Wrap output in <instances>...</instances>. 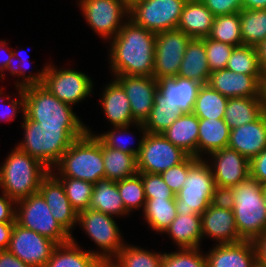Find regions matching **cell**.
Masks as SVG:
<instances>
[{
	"instance_id": "1",
	"label": "cell",
	"mask_w": 266,
	"mask_h": 267,
	"mask_svg": "<svg viewBox=\"0 0 266 267\" xmlns=\"http://www.w3.org/2000/svg\"><path fill=\"white\" fill-rule=\"evenodd\" d=\"M156 33L136 25L132 20L123 24L110 52L111 67L116 76H153Z\"/></svg>"
},
{
	"instance_id": "2",
	"label": "cell",
	"mask_w": 266,
	"mask_h": 267,
	"mask_svg": "<svg viewBox=\"0 0 266 267\" xmlns=\"http://www.w3.org/2000/svg\"><path fill=\"white\" fill-rule=\"evenodd\" d=\"M24 115L43 131H87L71 105L60 101L43 85L23 88Z\"/></svg>"
},
{
	"instance_id": "3",
	"label": "cell",
	"mask_w": 266,
	"mask_h": 267,
	"mask_svg": "<svg viewBox=\"0 0 266 267\" xmlns=\"http://www.w3.org/2000/svg\"><path fill=\"white\" fill-rule=\"evenodd\" d=\"M221 196L232 207L243 240L252 241L266 229L264 188L257 180L249 177Z\"/></svg>"
},
{
	"instance_id": "4",
	"label": "cell",
	"mask_w": 266,
	"mask_h": 267,
	"mask_svg": "<svg viewBox=\"0 0 266 267\" xmlns=\"http://www.w3.org/2000/svg\"><path fill=\"white\" fill-rule=\"evenodd\" d=\"M49 172L39 160L16 147L0 168V186L16 203L37 193L41 180Z\"/></svg>"
},
{
	"instance_id": "5",
	"label": "cell",
	"mask_w": 266,
	"mask_h": 267,
	"mask_svg": "<svg viewBox=\"0 0 266 267\" xmlns=\"http://www.w3.org/2000/svg\"><path fill=\"white\" fill-rule=\"evenodd\" d=\"M56 165L59 166L61 177L95 184L105 179L102 142L87 129L82 137L70 145Z\"/></svg>"
},
{
	"instance_id": "6",
	"label": "cell",
	"mask_w": 266,
	"mask_h": 267,
	"mask_svg": "<svg viewBox=\"0 0 266 267\" xmlns=\"http://www.w3.org/2000/svg\"><path fill=\"white\" fill-rule=\"evenodd\" d=\"M23 118L25 139L17 148L39 160L50 171L51 165L56 166L70 145L87 132L43 131L39 123L31 121L25 115Z\"/></svg>"
},
{
	"instance_id": "7",
	"label": "cell",
	"mask_w": 266,
	"mask_h": 267,
	"mask_svg": "<svg viewBox=\"0 0 266 267\" xmlns=\"http://www.w3.org/2000/svg\"><path fill=\"white\" fill-rule=\"evenodd\" d=\"M183 187L175 194L179 215L202 214L221 194L216 188L209 164L198 158L190 167Z\"/></svg>"
},
{
	"instance_id": "8",
	"label": "cell",
	"mask_w": 266,
	"mask_h": 267,
	"mask_svg": "<svg viewBox=\"0 0 266 267\" xmlns=\"http://www.w3.org/2000/svg\"><path fill=\"white\" fill-rule=\"evenodd\" d=\"M36 75L24 76L25 80L21 84L17 83L16 87L43 85L56 98L69 105L83 100L92 91L91 79L84 73L75 70H56L49 65Z\"/></svg>"
},
{
	"instance_id": "9",
	"label": "cell",
	"mask_w": 266,
	"mask_h": 267,
	"mask_svg": "<svg viewBox=\"0 0 266 267\" xmlns=\"http://www.w3.org/2000/svg\"><path fill=\"white\" fill-rule=\"evenodd\" d=\"M16 203L21 207L18 213L16 210L15 215V221L18 225L33 230L56 244H63L71 240V234L54 219L50 208L39 192L31 194Z\"/></svg>"
},
{
	"instance_id": "10",
	"label": "cell",
	"mask_w": 266,
	"mask_h": 267,
	"mask_svg": "<svg viewBox=\"0 0 266 267\" xmlns=\"http://www.w3.org/2000/svg\"><path fill=\"white\" fill-rule=\"evenodd\" d=\"M187 0H136L128 16L136 25L153 33L176 29Z\"/></svg>"
},
{
	"instance_id": "11",
	"label": "cell",
	"mask_w": 266,
	"mask_h": 267,
	"mask_svg": "<svg viewBox=\"0 0 266 267\" xmlns=\"http://www.w3.org/2000/svg\"><path fill=\"white\" fill-rule=\"evenodd\" d=\"M189 155L174 146L162 133H146L137 155L138 173L161 174L182 163Z\"/></svg>"
},
{
	"instance_id": "12",
	"label": "cell",
	"mask_w": 266,
	"mask_h": 267,
	"mask_svg": "<svg viewBox=\"0 0 266 267\" xmlns=\"http://www.w3.org/2000/svg\"><path fill=\"white\" fill-rule=\"evenodd\" d=\"M191 37L180 29L156 33L153 77H176Z\"/></svg>"
},
{
	"instance_id": "13",
	"label": "cell",
	"mask_w": 266,
	"mask_h": 267,
	"mask_svg": "<svg viewBox=\"0 0 266 267\" xmlns=\"http://www.w3.org/2000/svg\"><path fill=\"white\" fill-rule=\"evenodd\" d=\"M56 245L54 241L15 222L8 250L31 267H45Z\"/></svg>"
},
{
	"instance_id": "14",
	"label": "cell",
	"mask_w": 266,
	"mask_h": 267,
	"mask_svg": "<svg viewBox=\"0 0 266 267\" xmlns=\"http://www.w3.org/2000/svg\"><path fill=\"white\" fill-rule=\"evenodd\" d=\"M77 222L82 224L97 246L106 251V253L103 252L102 258L109 259L112 254L116 256L124 247L120 240L121 233L111 215L88 208L78 213Z\"/></svg>"
},
{
	"instance_id": "15",
	"label": "cell",
	"mask_w": 266,
	"mask_h": 267,
	"mask_svg": "<svg viewBox=\"0 0 266 267\" xmlns=\"http://www.w3.org/2000/svg\"><path fill=\"white\" fill-rule=\"evenodd\" d=\"M86 20L103 38L117 35L123 27L119 22L129 13L123 0H80Z\"/></svg>"
},
{
	"instance_id": "16",
	"label": "cell",
	"mask_w": 266,
	"mask_h": 267,
	"mask_svg": "<svg viewBox=\"0 0 266 267\" xmlns=\"http://www.w3.org/2000/svg\"><path fill=\"white\" fill-rule=\"evenodd\" d=\"M211 155L216 161L212 175L221 195L250 177V160L236 150L225 147Z\"/></svg>"
},
{
	"instance_id": "17",
	"label": "cell",
	"mask_w": 266,
	"mask_h": 267,
	"mask_svg": "<svg viewBox=\"0 0 266 267\" xmlns=\"http://www.w3.org/2000/svg\"><path fill=\"white\" fill-rule=\"evenodd\" d=\"M202 237L218 239L219 244L242 241L239 236L232 207L221 196L201 214Z\"/></svg>"
},
{
	"instance_id": "18",
	"label": "cell",
	"mask_w": 266,
	"mask_h": 267,
	"mask_svg": "<svg viewBox=\"0 0 266 267\" xmlns=\"http://www.w3.org/2000/svg\"><path fill=\"white\" fill-rule=\"evenodd\" d=\"M116 81L129 99L133 119L144 123L149 117L157 92V79L153 76L122 75Z\"/></svg>"
},
{
	"instance_id": "19",
	"label": "cell",
	"mask_w": 266,
	"mask_h": 267,
	"mask_svg": "<svg viewBox=\"0 0 266 267\" xmlns=\"http://www.w3.org/2000/svg\"><path fill=\"white\" fill-rule=\"evenodd\" d=\"M201 83L189 78L163 77L157 79V92L154 102H169L183 113H193Z\"/></svg>"
},
{
	"instance_id": "20",
	"label": "cell",
	"mask_w": 266,
	"mask_h": 267,
	"mask_svg": "<svg viewBox=\"0 0 266 267\" xmlns=\"http://www.w3.org/2000/svg\"><path fill=\"white\" fill-rule=\"evenodd\" d=\"M51 172L52 170L41 180L38 192L50 208L54 219L71 234L72 227L77 223L78 212L70 204L62 183Z\"/></svg>"
},
{
	"instance_id": "21",
	"label": "cell",
	"mask_w": 266,
	"mask_h": 267,
	"mask_svg": "<svg viewBox=\"0 0 266 267\" xmlns=\"http://www.w3.org/2000/svg\"><path fill=\"white\" fill-rule=\"evenodd\" d=\"M207 84L227 98L263 97L262 84L253 75L235 73L226 68L211 72Z\"/></svg>"
},
{
	"instance_id": "22",
	"label": "cell",
	"mask_w": 266,
	"mask_h": 267,
	"mask_svg": "<svg viewBox=\"0 0 266 267\" xmlns=\"http://www.w3.org/2000/svg\"><path fill=\"white\" fill-rule=\"evenodd\" d=\"M228 147L249 160L260 154L266 148V118L264 114L253 122L231 129Z\"/></svg>"
},
{
	"instance_id": "23",
	"label": "cell",
	"mask_w": 266,
	"mask_h": 267,
	"mask_svg": "<svg viewBox=\"0 0 266 267\" xmlns=\"http://www.w3.org/2000/svg\"><path fill=\"white\" fill-rule=\"evenodd\" d=\"M207 267H252L256 261L252 241L218 244L206 256Z\"/></svg>"
},
{
	"instance_id": "24",
	"label": "cell",
	"mask_w": 266,
	"mask_h": 267,
	"mask_svg": "<svg viewBox=\"0 0 266 267\" xmlns=\"http://www.w3.org/2000/svg\"><path fill=\"white\" fill-rule=\"evenodd\" d=\"M215 16L201 0H187L183 7L177 29L191 38L208 37Z\"/></svg>"
},
{
	"instance_id": "25",
	"label": "cell",
	"mask_w": 266,
	"mask_h": 267,
	"mask_svg": "<svg viewBox=\"0 0 266 267\" xmlns=\"http://www.w3.org/2000/svg\"><path fill=\"white\" fill-rule=\"evenodd\" d=\"M199 118L194 113H184L162 135L189 156L197 158Z\"/></svg>"
},
{
	"instance_id": "26",
	"label": "cell",
	"mask_w": 266,
	"mask_h": 267,
	"mask_svg": "<svg viewBox=\"0 0 266 267\" xmlns=\"http://www.w3.org/2000/svg\"><path fill=\"white\" fill-rule=\"evenodd\" d=\"M210 74L204 38H191L186 47L178 76L205 85L208 83Z\"/></svg>"
},
{
	"instance_id": "27",
	"label": "cell",
	"mask_w": 266,
	"mask_h": 267,
	"mask_svg": "<svg viewBox=\"0 0 266 267\" xmlns=\"http://www.w3.org/2000/svg\"><path fill=\"white\" fill-rule=\"evenodd\" d=\"M103 95L102 107L113 126H127L133 121L137 123L133 119L129 99L116 80L105 88Z\"/></svg>"
},
{
	"instance_id": "28",
	"label": "cell",
	"mask_w": 266,
	"mask_h": 267,
	"mask_svg": "<svg viewBox=\"0 0 266 267\" xmlns=\"http://www.w3.org/2000/svg\"><path fill=\"white\" fill-rule=\"evenodd\" d=\"M263 97H234L229 98L224 121L230 129L257 120L264 113Z\"/></svg>"
},
{
	"instance_id": "29",
	"label": "cell",
	"mask_w": 266,
	"mask_h": 267,
	"mask_svg": "<svg viewBox=\"0 0 266 267\" xmlns=\"http://www.w3.org/2000/svg\"><path fill=\"white\" fill-rule=\"evenodd\" d=\"M102 253L82 251L73 238L57 244L45 267H96Z\"/></svg>"
},
{
	"instance_id": "30",
	"label": "cell",
	"mask_w": 266,
	"mask_h": 267,
	"mask_svg": "<svg viewBox=\"0 0 266 267\" xmlns=\"http://www.w3.org/2000/svg\"><path fill=\"white\" fill-rule=\"evenodd\" d=\"M230 130L224 119L199 118L197 158H202L200 151L206 150L211 154L228 147Z\"/></svg>"
},
{
	"instance_id": "31",
	"label": "cell",
	"mask_w": 266,
	"mask_h": 267,
	"mask_svg": "<svg viewBox=\"0 0 266 267\" xmlns=\"http://www.w3.org/2000/svg\"><path fill=\"white\" fill-rule=\"evenodd\" d=\"M175 240L180 249L199 248L202 237L201 215H177L165 230Z\"/></svg>"
},
{
	"instance_id": "32",
	"label": "cell",
	"mask_w": 266,
	"mask_h": 267,
	"mask_svg": "<svg viewBox=\"0 0 266 267\" xmlns=\"http://www.w3.org/2000/svg\"><path fill=\"white\" fill-rule=\"evenodd\" d=\"M89 208L108 215L129 213L122 202L116 181L102 179L94 184Z\"/></svg>"
},
{
	"instance_id": "33",
	"label": "cell",
	"mask_w": 266,
	"mask_h": 267,
	"mask_svg": "<svg viewBox=\"0 0 266 267\" xmlns=\"http://www.w3.org/2000/svg\"><path fill=\"white\" fill-rule=\"evenodd\" d=\"M105 179L120 181L138 173L135 155L109 148L102 143Z\"/></svg>"
},
{
	"instance_id": "34",
	"label": "cell",
	"mask_w": 266,
	"mask_h": 267,
	"mask_svg": "<svg viewBox=\"0 0 266 267\" xmlns=\"http://www.w3.org/2000/svg\"><path fill=\"white\" fill-rule=\"evenodd\" d=\"M239 13L243 45L257 47L266 39V9H242Z\"/></svg>"
},
{
	"instance_id": "35",
	"label": "cell",
	"mask_w": 266,
	"mask_h": 267,
	"mask_svg": "<svg viewBox=\"0 0 266 267\" xmlns=\"http://www.w3.org/2000/svg\"><path fill=\"white\" fill-rule=\"evenodd\" d=\"M226 69L235 73L253 75L261 84L263 83L264 74L256 47L247 45L234 47Z\"/></svg>"
},
{
	"instance_id": "36",
	"label": "cell",
	"mask_w": 266,
	"mask_h": 267,
	"mask_svg": "<svg viewBox=\"0 0 266 267\" xmlns=\"http://www.w3.org/2000/svg\"><path fill=\"white\" fill-rule=\"evenodd\" d=\"M228 99L208 84L202 85L195 101L193 113L198 118L223 119Z\"/></svg>"
},
{
	"instance_id": "37",
	"label": "cell",
	"mask_w": 266,
	"mask_h": 267,
	"mask_svg": "<svg viewBox=\"0 0 266 267\" xmlns=\"http://www.w3.org/2000/svg\"><path fill=\"white\" fill-rule=\"evenodd\" d=\"M144 216L150 226L159 232H165L174 218L176 211L175 198L146 199Z\"/></svg>"
},
{
	"instance_id": "38",
	"label": "cell",
	"mask_w": 266,
	"mask_h": 267,
	"mask_svg": "<svg viewBox=\"0 0 266 267\" xmlns=\"http://www.w3.org/2000/svg\"><path fill=\"white\" fill-rule=\"evenodd\" d=\"M209 38L234 47L243 45L240 28V13L215 16Z\"/></svg>"
},
{
	"instance_id": "39",
	"label": "cell",
	"mask_w": 266,
	"mask_h": 267,
	"mask_svg": "<svg viewBox=\"0 0 266 267\" xmlns=\"http://www.w3.org/2000/svg\"><path fill=\"white\" fill-rule=\"evenodd\" d=\"M184 113L179 107L169 102H154L149 117L145 120L147 133H162Z\"/></svg>"
},
{
	"instance_id": "40",
	"label": "cell",
	"mask_w": 266,
	"mask_h": 267,
	"mask_svg": "<svg viewBox=\"0 0 266 267\" xmlns=\"http://www.w3.org/2000/svg\"><path fill=\"white\" fill-rule=\"evenodd\" d=\"M57 179L62 183L70 204L78 213L89 208L94 184L69 177Z\"/></svg>"
},
{
	"instance_id": "41",
	"label": "cell",
	"mask_w": 266,
	"mask_h": 267,
	"mask_svg": "<svg viewBox=\"0 0 266 267\" xmlns=\"http://www.w3.org/2000/svg\"><path fill=\"white\" fill-rule=\"evenodd\" d=\"M116 183L118 185V191L121 195L122 202L128 212L137 207H141L143 204L145 206L146 196L142 177L139 173L120 181H116Z\"/></svg>"
},
{
	"instance_id": "42",
	"label": "cell",
	"mask_w": 266,
	"mask_h": 267,
	"mask_svg": "<svg viewBox=\"0 0 266 267\" xmlns=\"http://www.w3.org/2000/svg\"><path fill=\"white\" fill-rule=\"evenodd\" d=\"M162 257L163 254L124 245L115 258L122 267H161Z\"/></svg>"
},
{
	"instance_id": "43",
	"label": "cell",
	"mask_w": 266,
	"mask_h": 267,
	"mask_svg": "<svg viewBox=\"0 0 266 267\" xmlns=\"http://www.w3.org/2000/svg\"><path fill=\"white\" fill-rule=\"evenodd\" d=\"M199 248L163 254L161 267H207L206 256L199 254Z\"/></svg>"
},
{
	"instance_id": "44",
	"label": "cell",
	"mask_w": 266,
	"mask_h": 267,
	"mask_svg": "<svg viewBox=\"0 0 266 267\" xmlns=\"http://www.w3.org/2000/svg\"><path fill=\"white\" fill-rule=\"evenodd\" d=\"M208 67L211 72L225 69L234 46L204 37Z\"/></svg>"
},
{
	"instance_id": "45",
	"label": "cell",
	"mask_w": 266,
	"mask_h": 267,
	"mask_svg": "<svg viewBox=\"0 0 266 267\" xmlns=\"http://www.w3.org/2000/svg\"><path fill=\"white\" fill-rule=\"evenodd\" d=\"M139 174L142 177L146 199L175 198V193L164 182L161 174Z\"/></svg>"
},
{
	"instance_id": "46",
	"label": "cell",
	"mask_w": 266,
	"mask_h": 267,
	"mask_svg": "<svg viewBox=\"0 0 266 267\" xmlns=\"http://www.w3.org/2000/svg\"><path fill=\"white\" fill-rule=\"evenodd\" d=\"M139 127H141L142 129L141 130H144V134H143V138L140 139L139 141V144H138V147L136 149L134 148H131L123 143L120 142L121 139H119L120 135H123V131H124V134L126 132V129L129 127V125L127 126H115V130L113 131H110L108 132L107 134H101V135H97L96 137L107 147L109 148H113V149H117V150H120L124 153H127V154H132V155H135L137 157V155L139 154L140 150H141V147H142V143H143V140H144V136L146 135V130L144 129V124L143 123H139L137 122V124ZM120 129V130H119ZM118 130V131H117ZM120 131V132H119ZM119 133V136L117 135Z\"/></svg>"
},
{
	"instance_id": "47",
	"label": "cell",
	"mask_w": 266,
	"mask_h": 267,
	"mask_svg": "<svg viewBox=\"0 0 266 267\" xmlns=\"http://www.w3.org/2000/svg\"><path fill=\"white\" fill-rule=\"evenodd\" d=\"M198 158L194 156H188L182 163L169 168L161 173L164 182L168 187L176 194L182 187L183 182L187 179L189 167Z\"/></svg>"
},
{
	"instance_id": "48",
	"label": "cell",
	"mask_w": 266,
	"mask_h": 267,
	"mask_svg": "<svg viewBox=\"0 0 266 267\" xmlns=\"http://www.w3.org/2000/svg\"><path fill=\"white\" fill-rule=\"evenodd\" d=\"M214 16L228 15L243 9V0H201Z\"/></svg>"
},
{
	"instance_id": "49",
	"label": "cell",
	"mask_w": 266,
	"mask_h": 267,
	"mask_svg": "<svg viewBox=\"0 0 266 267\" xmlns=\"http://www.w3.org/2000/svg\"><path fill=\"white\" fill-rule=\"evenodd\" d=\"M250 177L266 184V148L250 160Z\"/></svg>"
},
{
	"instance_id": "50",
	"label": "cell",
	"mask_w": 266,
	"mask_h": 267,
	"mask_svg": "<svg viewBox=\"0 0 266 267\" xmlns=\"http://www.w3.org/2000/svg\"><path fill=\"white\" fill-rule=\"evenodd\" d=\"M3 195L0 197V222H16V211L12 209V204L15 201L5 194Z\"/></svg>"
},
{
	"instance_id": "51",
	"label": "cell",
	"mask_w": 266,
	"mask_h": 267,
	"mask_svg": "<svg viewBox=\"0 0 266 267\" xmlns=\"http://www.w3.org/2000/svg\"><path fill=\"white\" fill-rule=\"evenodd\" d=\"M256 260L266 267V229L252 240Z\"/></svg>"
},
{
	"instance_id": "52",
	"label": "cell",
	"mask_w": 266,
	"mask_h": 267,
	"mask_svg": "<svg viewBox=\"0 0 266 267\" xmlns=\"http://www.w3.org/2000/svg\"><path fill=\"white\" fill-rule=\"evenodd\" d=\"M0 267H31L14 256L8 249L0 250Z\"/></svg>"
},
{
	"instance_id": "53",
	"label": "cell",
	"mask_w": 266,
	"mask_h": 267,
	"mask_svg": "<svg viewBox=\"0 0 266 267\" xmlns=\"http://www.w3.org/2000/svg\"><path fill=\"white\" fill-rule=\"evenodd\" d=\"M15 222H0V250H7Z\"/></svg>"
},
{
	"instance_id": "54",
	"label": "cell",
	"mask_w": 266,
	"mask_h": 267,
	"mask_svg": "<svg viewBox=\"0 0 266 267\" xmlns=\"http://www.w3.org/2000/svg\"><path fill=\"white\" fill-rule=\"evenodd\" d=\"M19 95L21 97V100H12L11 104H10V107L8 111L4 112L6 114V116H9V120L10 119H13V116L16 114V109H17V105H21V107L23 108V114H24V92H23V88H19ZM7 110V109H6ZM3 112V111H2ZM2 114L1 115H4L5 114ZM13 115V116H12Z\"/></svg>"
},
{
	"instance_id": "55",
	"label": "cell",
	"mask_w": 266,
	"mask_h": 267,
	"mask_svg": "<svg viewBox=\"0 0 266 267\" xmlns=\"http://www.w3.org/2000/svg\"><path fill=\"white\" fill-rule=\"evenodd\" d=\"M258 55H259V61L260 66L262 69L263 74L266 73V39L257 47Z\"/></svg>"
},
{
	"instance_id": "56",
	"label": "cell",
	"mask_w": 266,
	"mask_h": 267,
	"mask_svg": "<svg viewBox=\"0 0 266 267\" xmlns=\"http://www.w3.org/2000/svg\"><path fill=\"white\" fill-rule=\"evenodd\" d=\"M243 9H266V0H243Z\"/></svg>"
},
{
	"instance_id": "57",
	"label": "cell",
	"mask_w": 266,
	"mask_h": 267,
	"mask_svg": "<svg viewBox=\"0 0 266 267\" xmlns=\"http://www.w3.org/2000/svg\"><path fill=\"white\" fill-rule=\"evenodd\" d=\"M96 267H122L118 262H113L111 258H100Z\"/></svg>"
},
{
	"instance_id": "58",
	"label": "cell",
	"mask_w": 266,
	"mask_h": 267,
	"mask_svg": "<svg viewBox=\"0 0 266 267\" xmlns=\"http://www.w3.org/2000/svg\"><path fill=\"white\" fill-rule=\"evenodd\" d=\"M15 56H17V55H16V52H14V56L11 57V59L9 60V62H8V66L6 67V69H10L12 75H14V74H18V77H19L20 75H23V73L25 72V70H24V71H18V68H17V67H14V66L12 65V63H13L12 60H14L13 58H14ZM21 60H22V59H21ZM19 73H20V74H19Z\"/></svg>"
},
{
	"instance_id": "59",
	"label": "cell",
	"mask_w": 266,
	"mask_h": 267,
	"mask_svg": "<svg viewBox=\"0 0 266 267\" xmlns=\"http://www.w3.org/2000/svg\"><path fill=\"white\" fill-rule=\"evenodd\" d=\"M14 56V51H9V55L6 59L2 60L3 63L1 64L0 68H1V71H3L2 69H6V67L8 66V62L9 60L11 59V57Z\"/></svg>"
},
{
	"instance_id": "60",
	"label": "cell",
	"mask_w": 266,
	"mask_h": 267,
	"mask_svg": "<svg viewBox=\"0 0 266 267\" xmlns=\"http://www.w3.org/2000/svg\"><path fill=\"white\" fill-rule=\"evenodd\" d=\"M262 96H263L264 102H266V73L264 74V77H263Z\"/></svg>"
},
{
	"instance_id": "61",
	"label": "cell",
	"mask_w": 266,
	"mask_h": 267,
	"mask_svg": "<svg viewBox=\"0 0 266 267\" xmlns=\"http://www.w3.org/2000/svg\"><path fill=\"white\" fill-rule=\"evenodd\" d=\"M252 267H265V266L256 260L255 263L252 265Z\"/></svg>"
},
{
	"instance_id": "62",
	"label": "cell",
	"mask_w": 266,
	"mask_h": 267,
	"mask_svg": "<svg viewBox=\"0 0 266 267\" xmlns=\"http://www.w3.org/2000/svg\"><path fill=\"white\" fill-rule=\"evenodd\" d=\"M263 188H264V203L266 207V184L263 185Z\"/></svg>"
},
{
	"instance_id": "63",
	"label": "cell",
	"mask_w": 266,
	"mask_h": 267,
	"mask_svg": "<svg viewBox=\"0 0 266 267\" xmlns=\"http://www.w3.org/2000/svg\"><path fill=\"white\" fill-rule=\"evenodd\" d=\"M128 6H130L136 0H123Z\"/></svg>"
},
{
	"instance_id": "64",
	"label": "cell",
	"mask_w": 266,
	"mask_h": 267,
	"mask_svg": "<svg viewBox=\"0 0 266 267\" xmlns=\"http://www.w3.org/2000/svg\"><path fill=\"white\" fill-rule=\"evenodd\" d=\"M264 116H265V118H266V102L264 103Z\"/></svg>"
}]
</instances>
